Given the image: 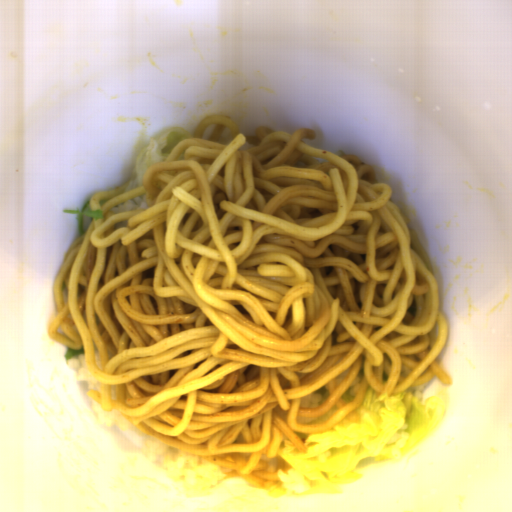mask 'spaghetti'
Masks as SVG:
<instances>
[{
  "instance_id": "c7327b10",
  "label": "spaghetti",
  "mask_w": 512,
  "mask_h": 512,
  "mask_svg": "<svg viewBox=\"0 0 512 512\" xmlns=\"http://www.w3.org/2000/svg\"><path fill=\"white\" fill-rule=\"evenodd\" d=\"M223 113L147 168L93 193L52 285L46 333L83 347L99 391L143 433L267 490L284 435L360 423L375 398L454 378L429 254L357 154ZM224 479V480H225Z\"/></svg>"
}]
</instances>
